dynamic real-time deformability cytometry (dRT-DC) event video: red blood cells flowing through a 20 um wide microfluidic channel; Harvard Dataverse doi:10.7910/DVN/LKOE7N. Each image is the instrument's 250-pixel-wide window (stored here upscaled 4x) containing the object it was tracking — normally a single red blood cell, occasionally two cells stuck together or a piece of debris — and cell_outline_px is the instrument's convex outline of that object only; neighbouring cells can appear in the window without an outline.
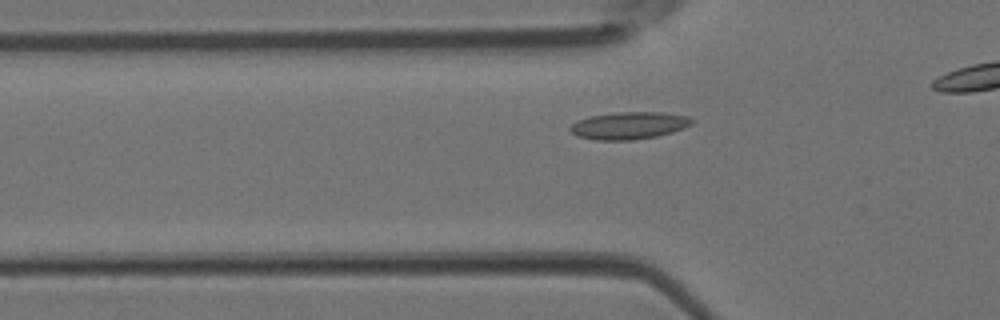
{"species": "Egyptian fruit bat (a non-hibernating species)", "species_latin": "Rousettus aegyptiacus", "temperature_condition": "room temperature", "stored_images_in_passage": 24, "camera_frame_rate_fps": 3000, "um_per_image_px": 0.085, "animal": {"sex": "female"}, "frame": {"image": 1, "passage_image": 2, "time_ms": 0.333, "image_size_px": [1000, 320], "cell_outline_px": [[692, 124], [684, 128], [672, 132], [656, 136], [632, 140], [596, 140], [576, 136], [568, 128], [576, 120], [592, 116], [616, 112], [664, 112], [688, 116], [692, 120]], "centroid_in_image_um": [53.45, 10.67], "position_along_channel_um": 72.4, "area_um2": 19.36}}
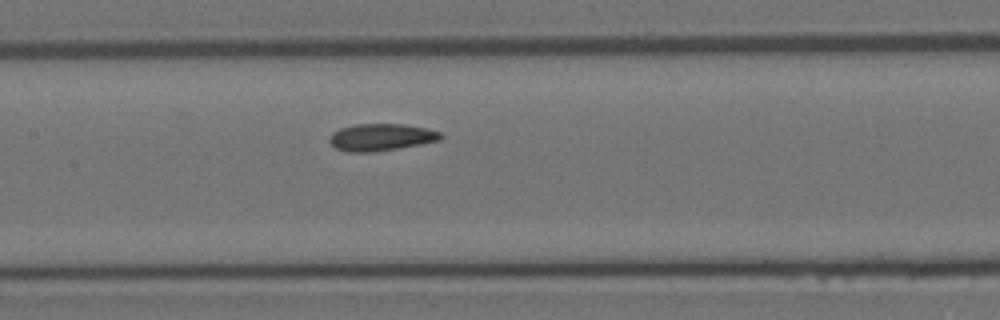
{"frame": {"image": 2, "passage_image": 9, "time_ms": 2.667, "image_size_px": [1000, 320], "cell_outline_px": [[444, 136], [440, 140], [420, 144], [372, 152], [348, 152], [336, 148], [328, 140], [332, 132], [340, 128], [356, 124], [404, 124], [428, 128], [440, 132]], "centroid_in_image_um": [32.39, 11.65], "position_along_channel_um": 175.0, "area_um2": 17.51}}
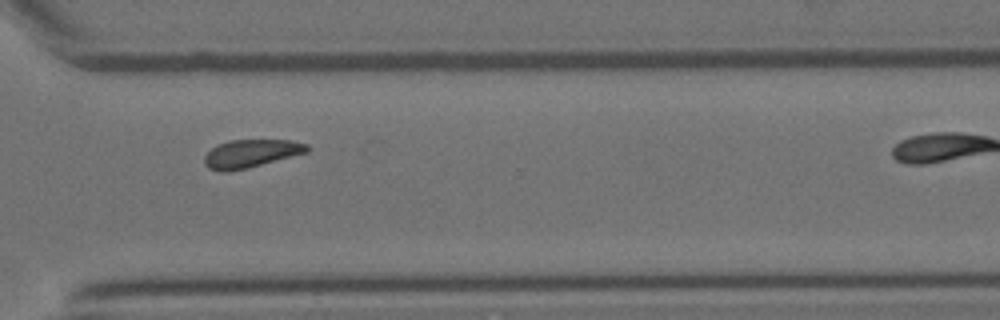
{"frame": {"image": 3, "passage_image": 21, "time_ms": 6.667, "image_size_px": [1000, 320], "cell_outline_px": [[308, 152], [248, 168], [228, 172], [220, 172], [208, 168], [204, 164], [204, 156], [216, 144], [232, 140], [292, 140], [308, 144]], "centroid_in_image_um": [21.3, 13.06], "position_along_channel_um": 349.3, "area_um2": 16.88}}